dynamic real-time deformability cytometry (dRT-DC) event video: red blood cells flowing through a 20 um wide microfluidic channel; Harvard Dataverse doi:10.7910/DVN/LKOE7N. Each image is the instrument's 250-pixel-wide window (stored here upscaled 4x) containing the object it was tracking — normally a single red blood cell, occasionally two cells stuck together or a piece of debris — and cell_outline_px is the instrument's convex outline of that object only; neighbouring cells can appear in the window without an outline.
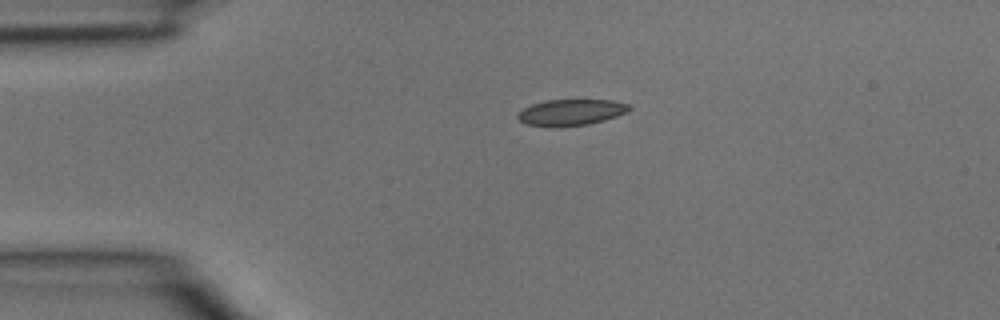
{"species": "common noctule bat (a hibernating species)", "species_latin": "Nyctalus noctula", "temperature_condition": "room temperature", "stored_images_in_passage": 2, "camera_frame_rate_fps": 3000, "um_per_image_px": 0.085, "animal": {"sex": "male", "body_mass_g": 15.6}, "frame": {"image": 1, "passage_image": 2, "time_ms": 0.333, "image_size_px": [1000, 320], "cell_outline_px": [[632, 108], [616, 116], [604, 120], [588, 124], [552, 128], [524, 124], [516, 116], [524, 108], [532, 104], [544, 100], [612, 100], [628, 104]], "centroid_in_image_um": [48.49, 9.56], "position_along_channel_um": 36.5, "area_um2": 17.05}}